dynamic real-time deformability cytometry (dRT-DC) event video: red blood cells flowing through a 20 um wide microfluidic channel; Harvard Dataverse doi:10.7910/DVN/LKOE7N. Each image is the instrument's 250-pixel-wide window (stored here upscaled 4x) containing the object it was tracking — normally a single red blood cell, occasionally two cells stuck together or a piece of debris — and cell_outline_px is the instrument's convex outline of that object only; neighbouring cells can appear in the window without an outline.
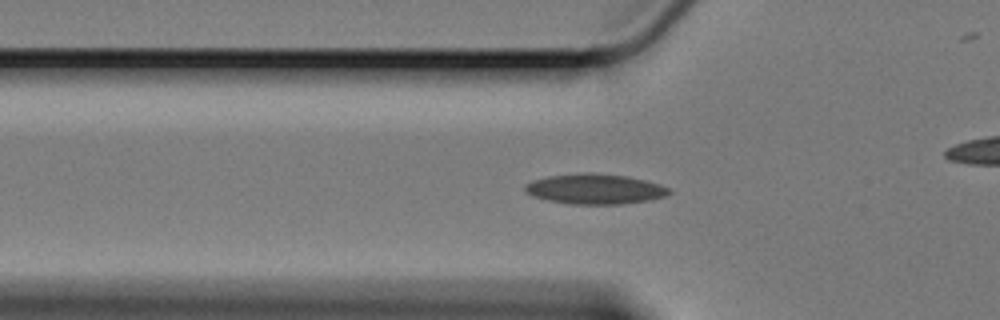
{"species": "Egyptian fruit bat (a non-hibernating species)", "species_latin": "Rousettus aegyptiacus", "temperature_condition": "cold", "stored_images_in_passage": 59, "camera_frame_rate_fps": 3000, "um_per_image_px": 0.085, "animal": {"sex": "female"}, "frame": {"image": 1, "passage_image": 19, "time_ms": 6.0, "image_size_px": [1000, 320], "cell_outline_px": [[672, 192], [664, 196], [648, 200], [624, 204], [568, 204], [548, 200], [532, 196], [524, 192], [524, 184], [532, 180], [548, 176], [576, 172], [592, 172], [628, 176], [660, 184], [668, 188]], "centroid_in_image_um": [50.52, 16.05], "position_along_channel_um": 75.3, "area_um2": 25.66}}
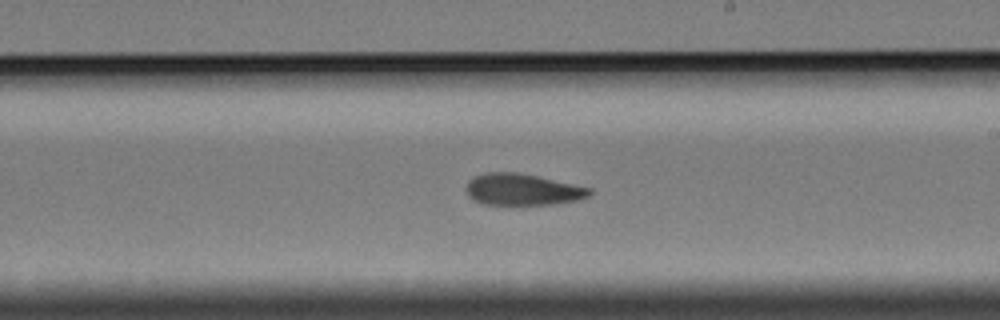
{"frame": {"image": 2, "passage_image": 34, "time_ms": 11.0, "image_size_px": [1000, 320], "cell_outline_px": [[592, 192], [588, 196], [580, 200], [552, 204], [484, 204], [472, 200], [468, 196], [468, 180], [476, 176], [488, 172], [516, 172], [536, 176], [592, 188]], "centroid_in_image_um": [44.43, 16.11], "position_along_channel_um": 244.6, "area_um2": 22.43}}
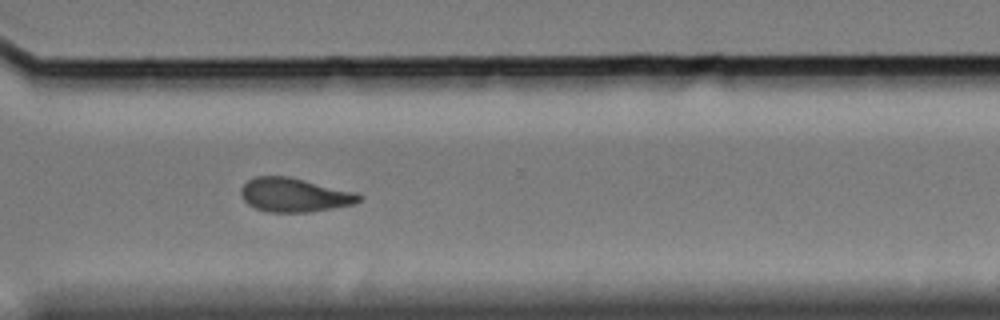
{"frame": {"image": 3, "passage_image": 43, "time_ms": 14.0, "image_size_px": [1000, 320], "cell_outline_px": [[364, 196], [360, 200], [352, 204], [312, 212], [268, 212], [256, 208], [248, 204], [244, 200], [240, 192], [240, 188], [248, 180], [256, 176], [288, 176], [356, 192]], "centroid_in_image_um": [25.01, 16.57], "position_along_channel_um": 345.6, "area_um2": 23.29}, "authors_computed_cell_mechanics": {"area_um2": 22.9466, "velocity_mm_per_s": 3.3712, "shape_relaxation_time_tau1_ms": null, "shape_relaxation_time_tau2_ms": 6.1736, "deformation_change_tau1": null, "deformation_change_tau2": 0.1346}}